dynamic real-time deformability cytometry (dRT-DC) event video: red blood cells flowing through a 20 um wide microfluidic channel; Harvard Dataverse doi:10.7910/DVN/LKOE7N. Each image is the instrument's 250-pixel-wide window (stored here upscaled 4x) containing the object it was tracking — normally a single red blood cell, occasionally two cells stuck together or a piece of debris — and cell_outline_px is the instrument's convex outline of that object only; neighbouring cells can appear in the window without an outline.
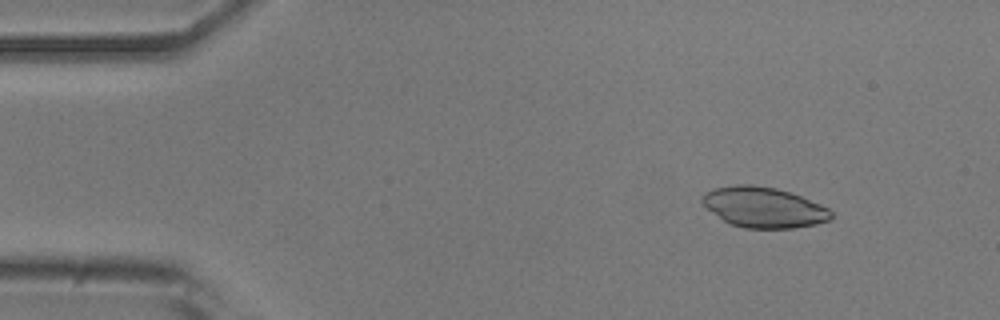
{"species": "common noctule bat (a hibernating species)", "species_latin": "Nyctalus noctula", "temperature_condition": "room temperature", "stored_images_in_passage": 6, "camera_frame_rate_fps": 3000, "um_per_image_px": 0.085, "animal": {"sex": "male", "body_mass_g": 20.5, "forearm_length_mm": 52.5}, "frame": {"image": 1, "passage_image": 2, "time_ms": 0.333, "image_size_px": [1000, 320], "cell_outline_px": [[832, 216], [828, 220], [816, 224], [792, 228], [744, 228], [732, 224], [724, 220], [708, 208], [700, 200], [704, 192], [712, 188], [736, 184], [752, 184], [776, 188], [800, 196], [820, 204], [828, 208], [832, 212]], "centroid_in_image_um": [64.9, 17.61], "position_along_channel_um": 20.1, "area_um2": 30.17}}